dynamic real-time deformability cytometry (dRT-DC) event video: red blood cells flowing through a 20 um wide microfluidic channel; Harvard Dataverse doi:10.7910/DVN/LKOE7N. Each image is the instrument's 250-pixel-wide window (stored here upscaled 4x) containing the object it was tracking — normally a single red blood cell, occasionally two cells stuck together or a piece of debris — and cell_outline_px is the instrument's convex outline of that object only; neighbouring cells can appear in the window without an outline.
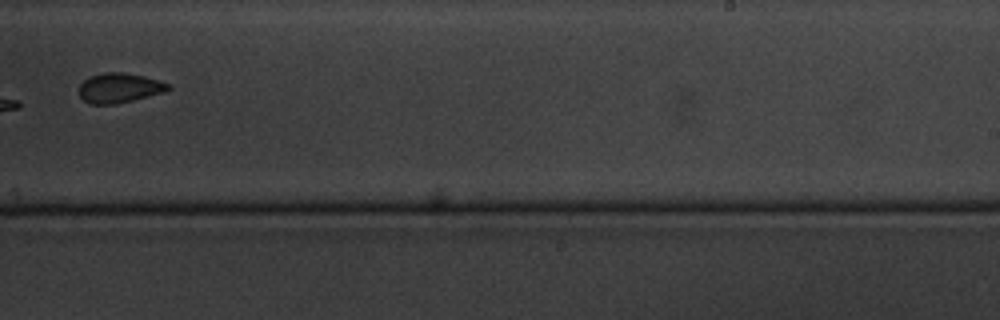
{"species": "common noctule bat (a hibernating species)", "species_latin": "Nyctalus noctula", "temperature_condition": "cold", "stored_images_in_passage": 14, "camera_frame_rate_fps": 3000, "um_per_image_px": 0.085, "animal": {"sex": "male", "body_mass_g": 20.1, "forearm_length_mm": 53.5}, "frame": {"image": 1, "passage_image": 10, "time_ms": 11.0, "image_size_px": [1000, 320], "cell_outline_px": [[172, 88], [164, 92], [116, 104], [92, 104], [84, 100], [80, 96], [80, 84], [84, 80], [92, 76], [104, 72], [124, 72], [144, 76], [172, 84]], "centroid_in_image_um": [10.18, 7.46], "position_along_channel_um": 278.8, "area_um2": 15.37}}
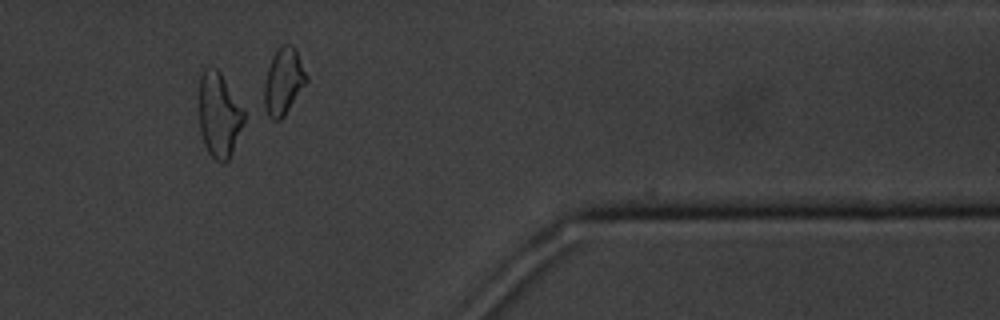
{"frame": {"image": 2, "passage_image": 13, "time_ms": 14.667, "image_size_px": [1000, 320], "cell_outline_px": [[244, 124], [232, 152], [228, 160], [224, 164], [216, 160], [208, 152], [204, 144], [200, 132], [200, 76], [204, 68], [216, 68], [220, 72], [244, 112]], "centroid_in_image_um": [18.61, 9.81], "position_along_channel_um": 392.8, "area_um2": 21.85}, "authors_computed_cell_mechanics": {"area_um2": 21.964, "velocity_mm_per_s": 3.4568, "shape_relaxation_time_tau1_ms": null, "shape_relaxation_time_tau2_ms": 1.1486, "deformation_change_tau1": null, "deformation_change_tau2": 0.0697}}